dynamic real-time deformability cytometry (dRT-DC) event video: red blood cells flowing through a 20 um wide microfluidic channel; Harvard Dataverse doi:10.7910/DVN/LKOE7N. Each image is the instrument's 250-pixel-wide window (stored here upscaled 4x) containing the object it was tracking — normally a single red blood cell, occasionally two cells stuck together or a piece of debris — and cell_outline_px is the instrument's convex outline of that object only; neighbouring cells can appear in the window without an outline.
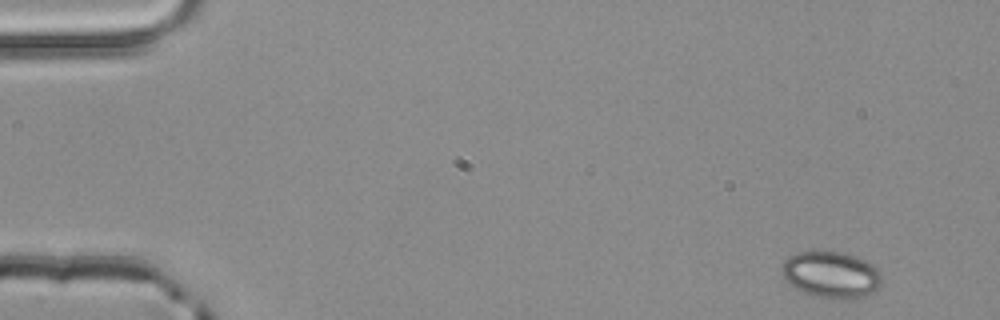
{"species": "common noctule bat (a hibernating species)", "species_latin": "Nyctalus noctula", "temperature_condition": "room temperature", "stored_images_in_passage": 3, "camera_frame_rate_fps": 3000, "um_per_image_px": 0.085, "animal": {"sex": "male", "body_mass_g": 20.4}, "frame": {"image": 1, "passage_image": 1, "time_ms": 0.0, "image_size_px": [1000, 320], "cell_outline_px": [[884, 280], [880, 288], [864, 296], [852, 300], [836, 300], [816, 296], [804, 292], [788, 284], [784, 280], [780, 268], [784, 260], [788, 256], [796, 252], [844, 252], [856, 256], [872, 264], [880, 272]], "centroid_in_image_um": [70.66, 23.37], "position_along_channel_um": 14.3, "area_um2": 27.69}}